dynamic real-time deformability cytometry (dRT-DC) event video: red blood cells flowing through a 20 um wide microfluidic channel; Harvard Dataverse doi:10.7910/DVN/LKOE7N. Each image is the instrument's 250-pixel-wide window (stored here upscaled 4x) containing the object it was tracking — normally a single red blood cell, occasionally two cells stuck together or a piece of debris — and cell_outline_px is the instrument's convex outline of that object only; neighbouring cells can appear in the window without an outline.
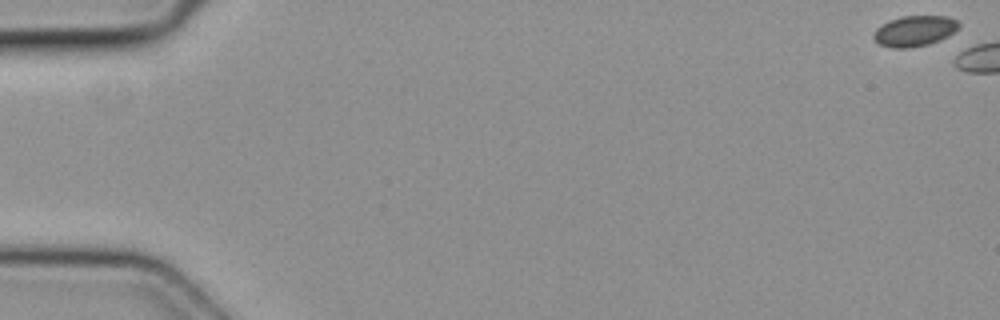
{"species": "common noctule bat (a hibernating species)", "species_latin": "Nyctalus noctula", "temperature_condition": "cold", "stored_images_in_passage": 8, "camera_frame_rate_fps": 3000, "um_per_image_px": 0.085, "animal": {"sex": "female", "body_mass_g": 19.3, "forearm_length_mm": 54.1}, "frame": {"image": 1, "passage_image": 1, "time_ms": 0.0, "image_size_px": [1000, 320], "cell_outline_px": [[960, 28], [948, 36], [940, 40], [928, 44], [908, 48], [892, 48], [880, 44], [872, 36], [876, 28], [888, 20], [904, 16], [948, 16], [956, 20], [960, 24]], "centroid_in_image_um": [77.75, 2.63], "position_along_channel_um": 7.2, "area_um2": 15.26}}
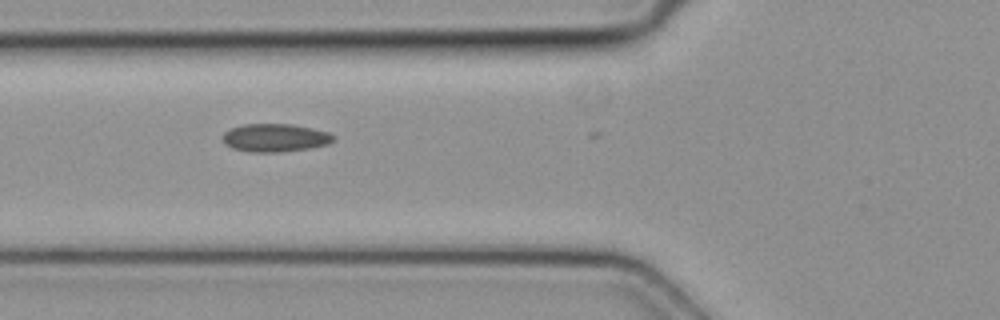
{"frame": {"image": 2, "passage_image": 6, "time_ms": 1.667, "image_size_px": [1000, 320], "cell_outline_px": [[336, 140], [328, 144], [308, 148], [280, 152], [252, 152], [232, 148], [224, 144], [224, 132], [232, 128], [244, 124], [292, 124], [312, 128], [328, 132], [336, 136]], "centroid_in_image_um": [23.42, 11.71], "position_along_channel_um": 102.4, "area_um2": 18.09}}
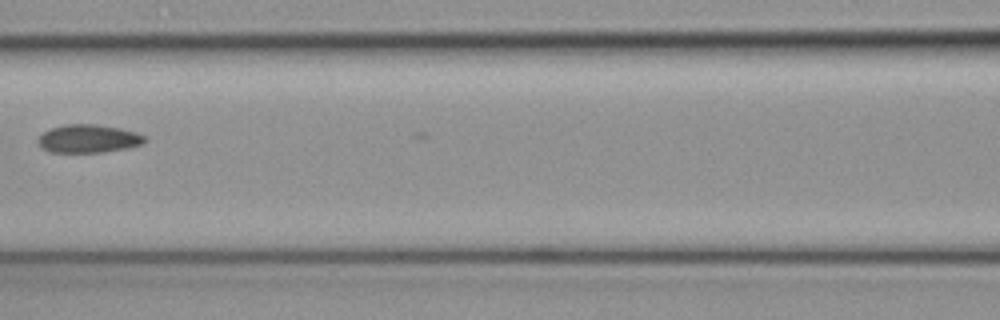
{"frame": {"image": 3, "passage_image": 7, "time_ms": 2.0, "image_size_px": [1000, 320], "cell_outline_px": [[148, 140], [144, 144], [128, 148], [104, 152], [48, 152], [40, 148], [36, 140], [44, 132], [52, 128], [64, 124], [96, 124], [120, 128], [136, 132], [144, 136]], "centroid_in_image_um": [7.52, 11.79], "position_along_channel_um": 159.1, "area_um2": 17.74}}